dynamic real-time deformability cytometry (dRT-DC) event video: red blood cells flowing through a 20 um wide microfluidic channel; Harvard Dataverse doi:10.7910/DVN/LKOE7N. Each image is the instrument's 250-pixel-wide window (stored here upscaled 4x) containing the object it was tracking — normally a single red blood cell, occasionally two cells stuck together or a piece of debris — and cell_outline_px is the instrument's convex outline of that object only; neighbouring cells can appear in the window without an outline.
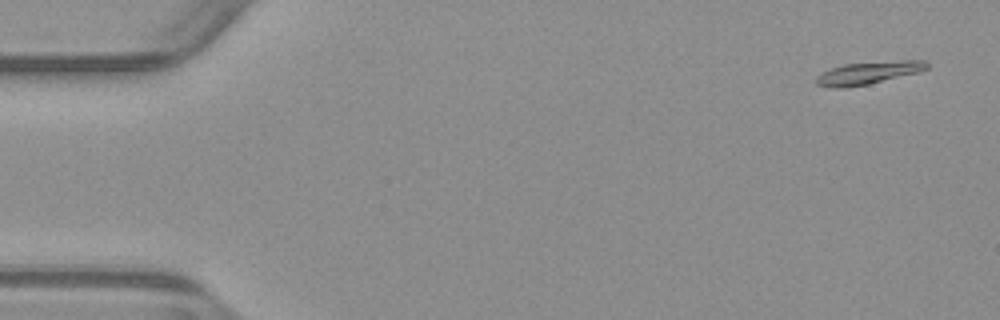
{"species": "common noctule bat (a hibernating species)", "species_latin": "Nyctalus noctula", "temperature_condition": "warm", "stored_images_in_passage": 54, "camera_frame_rate_fps": 3000, "um_per_image_px": 0.085, "animal": {"sex": "male", "body_mass_g": 23.1, "forearm_length_mm": 52.7}, "frame": {"image": 1, "passage_image": 3, "time_ms": 0.667, "image_size_px": [1000, 320], "cell_outline_px": [[928, 68], [920, 72], [868, 84], [848, 88], [832, 88], [816, 84], [816, 76], [832, 68], [844, 64], [900, 60], [924, 60], [928, 64]], "centroid_in_image_um": [73.82, 6.2], "position_along_channel_um": 11.2, "area_um2": 14.57}}
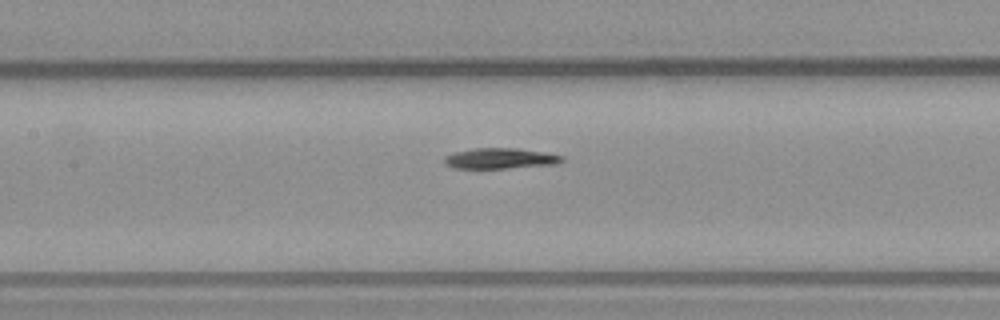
{"frame": {"image": 2, "passage_image": 25, "time_ms": 8.0, "image_size_px": [1000, 320], "cell_outline_px": [[564, 160], [556, 164], [508, 168], [452, 168], [444, 164], [444, 156], [456, 152], [476, 148], [516, 148], [544, 152], [564, 156]], "centroid_in_image_um": [42.51, 13.47], "position_along_channel_um": 164.9, "area_um2": 14.1}}
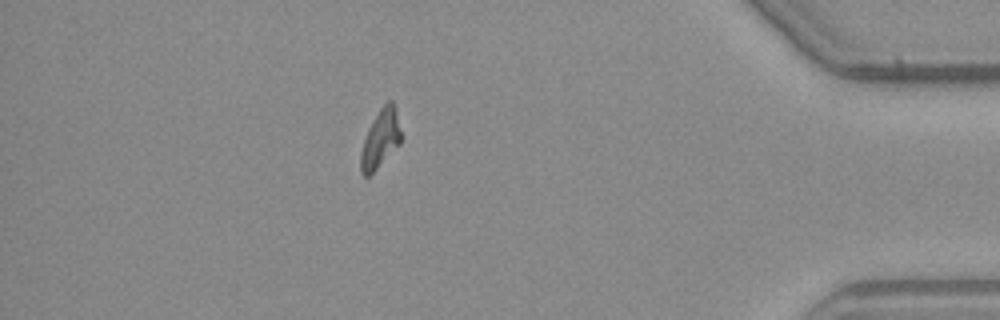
{"frame": {"image": 3, "passage_image": 47, "time_ms": 15.333, "image_size_px": [1000, 320], "cell_outline_px": [[400, 144], [368, 176], [364, 176], [360, 172], [360, 152], [368, 128], [372, 120], [380, 108], [388, 100], [392, 100], [396, 112], [400, 132]], "centroid_in_image_um": [32.3, 11.8], "position_along_channel_um": 402.9, "area_um2": 13.35}}